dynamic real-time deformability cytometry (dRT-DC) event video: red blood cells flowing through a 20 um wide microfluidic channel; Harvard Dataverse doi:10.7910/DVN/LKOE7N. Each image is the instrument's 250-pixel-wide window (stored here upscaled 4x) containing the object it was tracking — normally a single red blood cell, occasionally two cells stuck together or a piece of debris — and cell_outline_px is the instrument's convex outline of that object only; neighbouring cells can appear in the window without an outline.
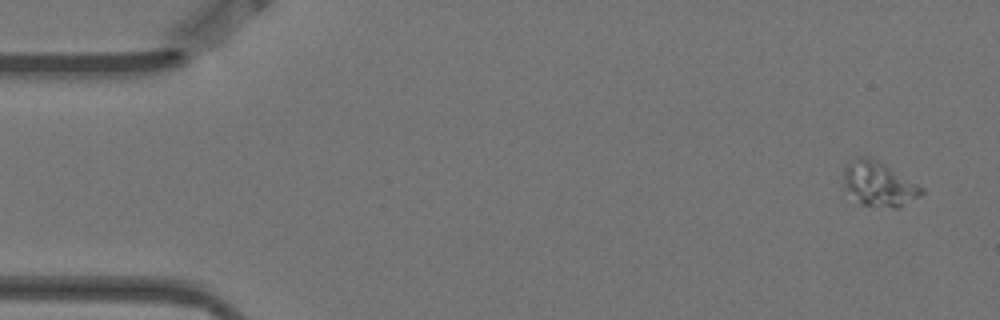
{"species": "Egyptian fruit bat (a non-hibernating species)", "species_latin": "Rousettus aegyptiacus", "temperature_condition": "warm", "stored_images_in_passage": 5, "camera_frame_rate_fps": 3000, "um_per_image_px": 0.085, "animal": {"sex": "female"}, "frame": {"image": 1, "passage_image": 1, "time_ms": 0.0, "image_size_px": [1000, 320], "cell_outline_px": [[924, 192], [920, 196], [900, 208], [892, 208], [860, 204], [844, 188], [844, 160], [856, 156], [868, 156], [884, 164], [924, 188]], "centroid_in_image_um": [74.65, 15.62], "position_along_channel_um": 10.3, "area_um2": 20.52}}
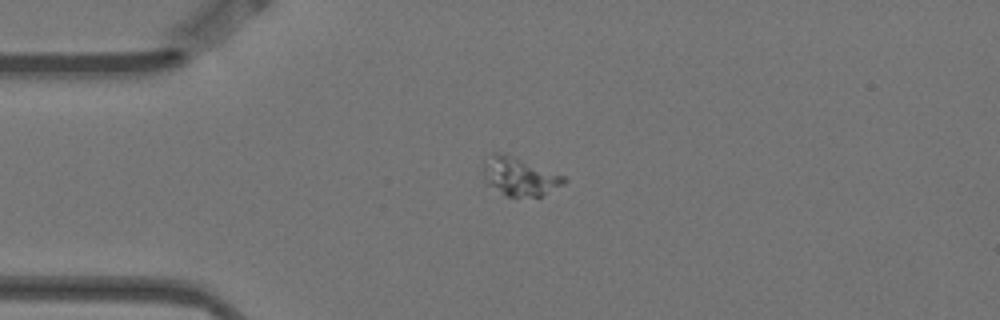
{"frame": {"image": 2, "passage_image": 4, "time_ms": 1.0, "image_size_px": [1000, 320], "cell_outline_px": [[568, 180], [564, 184], [540, 196], [508, 196], [484, 184], [480, 172], [480, 164], [492, 152], [500, 152], [516, 156], [564, 176]], "centroid_in_image_um": [44.05, 14.96], "position_along_channel_um": 41.0, "area_um2": 18.61}}